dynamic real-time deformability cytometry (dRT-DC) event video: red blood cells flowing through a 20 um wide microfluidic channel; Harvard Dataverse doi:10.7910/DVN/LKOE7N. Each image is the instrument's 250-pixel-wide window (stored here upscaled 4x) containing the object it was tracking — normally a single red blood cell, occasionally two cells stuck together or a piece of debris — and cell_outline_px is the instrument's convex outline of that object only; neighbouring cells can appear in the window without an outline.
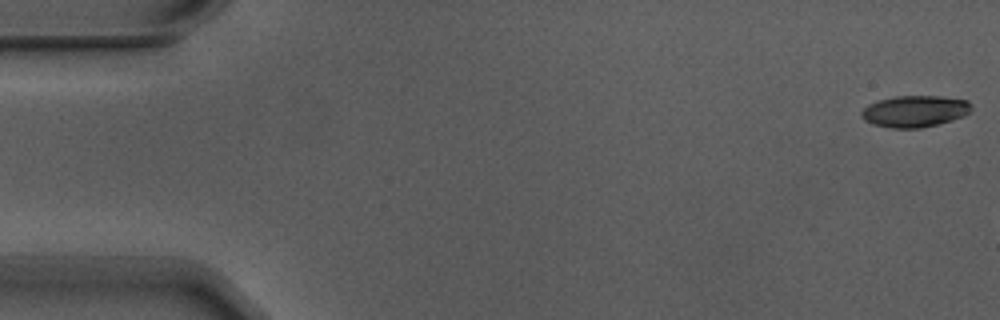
{"species": "Egyptian fruit bat (a non-hibernating species)", "species_latin": "Rousettus aegyptiacus", "temperature_condition": "warm", "stored_images_in_passage": 3, "camera_frame_rate_fps": 3000, "um_per_image_px": 0.085, "animal": {"sex": "male"}, "frame": {"image": 1, "passage_image": 1, "time_ms": 0.0, "image_size_px": [1000, 320], "cell_outline_px": [[972, 108], [964, 116], [952, 120], [920, 128], [892, 128], [872, 124], [864, 120], [860, 116], [860, 112], [868, 104], [876, 100], [896, 96], [940, 96], [968, 100], [972, 104]], "centroid_in_image_um": [77.73, 9.45], "position_along_channel_um": 7.3, "area_um2": 20.35}}